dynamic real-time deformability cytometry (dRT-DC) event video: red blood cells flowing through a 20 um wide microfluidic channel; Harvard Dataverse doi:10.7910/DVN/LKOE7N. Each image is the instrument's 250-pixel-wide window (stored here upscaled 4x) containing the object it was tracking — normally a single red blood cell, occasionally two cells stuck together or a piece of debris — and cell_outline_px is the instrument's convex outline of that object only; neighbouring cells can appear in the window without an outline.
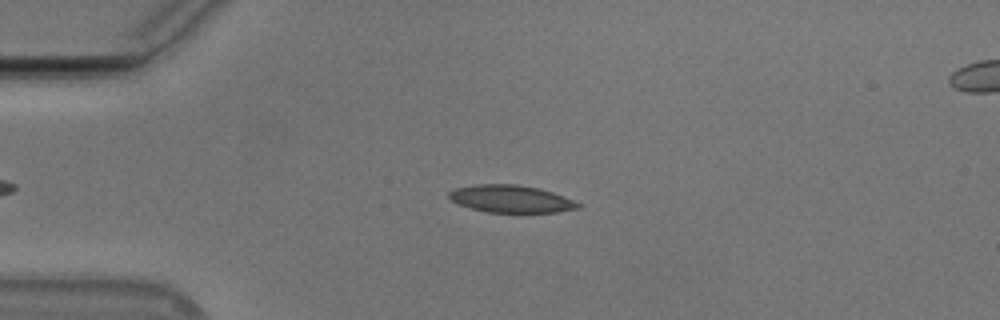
{"species": "Egyptian fruit bat (a non-hibernating species)", "species_latin": "Rousettus aegyptiacus", "temperature_condition": "cold", "stored_images_in_passage": 54, "camera_frame_rate_fps": 3000, "um_per_image_px": 0.085, "animal": {"sex": "male"}, "frame": {"image": 1, "passage_image": 13, "time_ms": 4.0, "image_size_px": [1000, 320], "cell_outline_px": [[584, 204], [580, 208], [556, 212], [520, 216], [488, 212], [472, 208], [460, 204], [452, 200], [448, 196], [448, 192], [452, 188], [476, 184], [516, 184], [536, 188], [552, 192], [564, 196]], "centroid_in_image_um": [43.49, 16.95], "position_along_channel_um": 41.5, "area_um2": 21.56}}
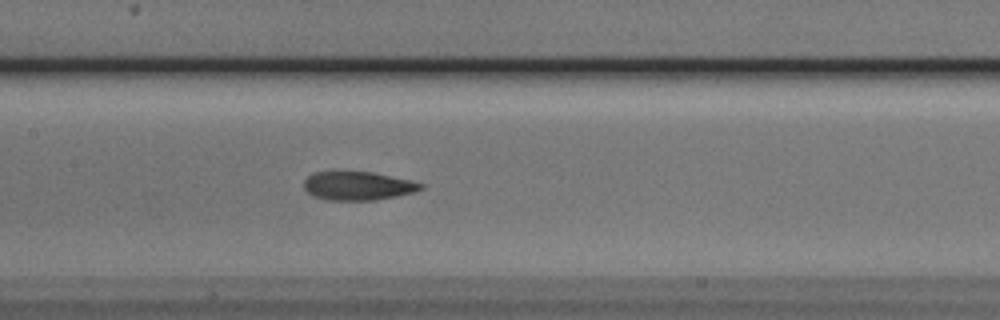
{"frame": {"image": 2, "passage_image": 26, "time_ms": 8.333, "image_size_px": [1000, 320], "cell_outline_px": [[424, 188], [412, 192], [396, 196], [372, 200], [328, 200], [312, 196], [304, 188], [304, 180], [312, 172], [372, 172], [408, 180], [424, 184]], "centroid_in_image_um": [30.38, 15.8], "position_along_channel_um": 177.0, "area_um2": 19.25}}
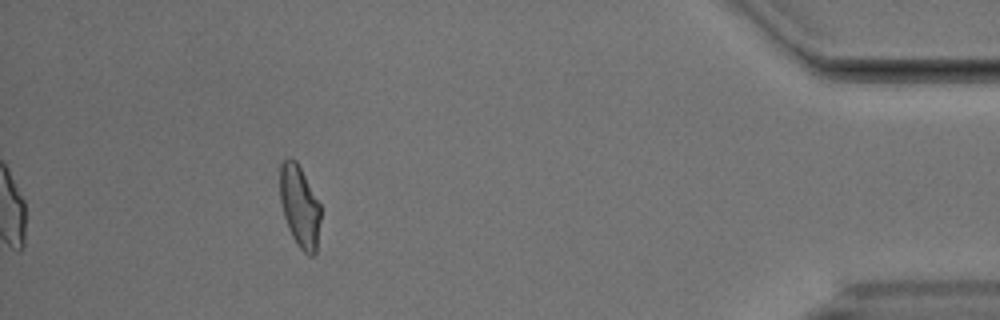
{"frame": {"image": 3, "passage_image": 49, "time_ms": 16.0, "image_size_px": [1000, 320], "cell_outline_px": [[320, 220], [316, 252], [312, 256], [308, 256], [296, 244], [288, 228], [284, 216], [280, 200], [280, 164], [288, 156], [296, 160], [320, 204]], "centroid_in_image_um": [25.46, 17.54], "position_along_channel_um": 409.7, "area_um2": 19.36}, "authors_computed_cell_mechanics": {"area_um2": 20.1144, "velocity_mm_per_s": 3.7595, "shape_relaxation_time_tau1_ms": 6.3541, "shape_relaxation_time_tau2_ms": 2.3527, "deformation_change_tau1": 0.1649, "deformation_change_tau2": 0.0941}}